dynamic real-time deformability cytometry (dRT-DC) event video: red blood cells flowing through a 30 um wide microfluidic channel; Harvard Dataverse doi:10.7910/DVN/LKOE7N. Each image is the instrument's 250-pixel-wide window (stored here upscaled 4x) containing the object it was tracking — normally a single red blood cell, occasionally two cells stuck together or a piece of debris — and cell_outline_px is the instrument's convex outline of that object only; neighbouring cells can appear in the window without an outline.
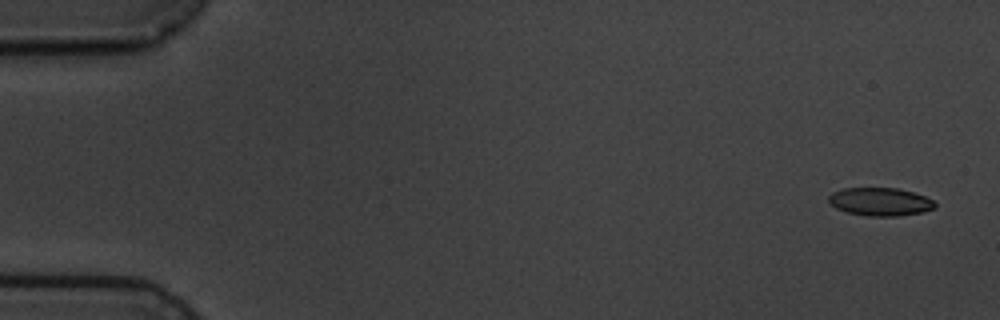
{"species": "common noctule bat (a hibernating species)", "species_latin": "Nyctalus noctula", "temperature_condition": "cold", "stored_images_in_passage": 4, "camera_frame_rate_fps": 3000, "um_per_image_px": 0.085, "animal": {"sex": "male", "body_mass_g": 19.5, "forearm_length_mm": 54.6}, "frame": {"image": 1, "passage_image": 1, "time_ms": 0.0, "image_size_px": [1000, 320], "cell_outline_px": [[936, 208], [920, 212], [900, 216], [868, 216], [848, 212], [836, 208], [828, 200], [828, 196], [832, 192], [840, 188], [896, 188], [912, 192], [924, 196], [932, 200], [936, 204]], "centroid_in_image_um": [74.8, 17.14], "position_along_channel_um": 10.2, "area_um2": 17.34}}
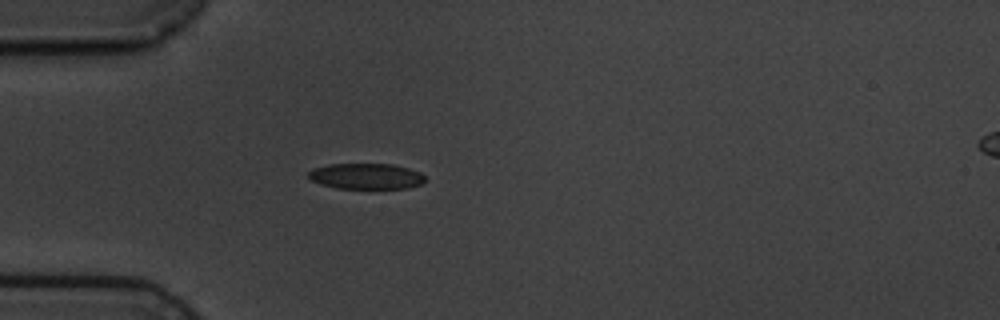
{"frame": {"image": 2, "passage_image": 4, "time_ms": 4.667, "image_size_px": [1000, 320], "cell_outline_px": [[424, 184], [408, 188], [336, 188], [320, 184], [312, 180], [308, 176], [308, 172], [312, 168], [328, 164], [392, 164], [408, 168], [420, 172], [424, 176]], "centroid_in_image_um": [31.12, 14.97], "position_along_channel_um": 53.9, "area_um2": 17.57}}